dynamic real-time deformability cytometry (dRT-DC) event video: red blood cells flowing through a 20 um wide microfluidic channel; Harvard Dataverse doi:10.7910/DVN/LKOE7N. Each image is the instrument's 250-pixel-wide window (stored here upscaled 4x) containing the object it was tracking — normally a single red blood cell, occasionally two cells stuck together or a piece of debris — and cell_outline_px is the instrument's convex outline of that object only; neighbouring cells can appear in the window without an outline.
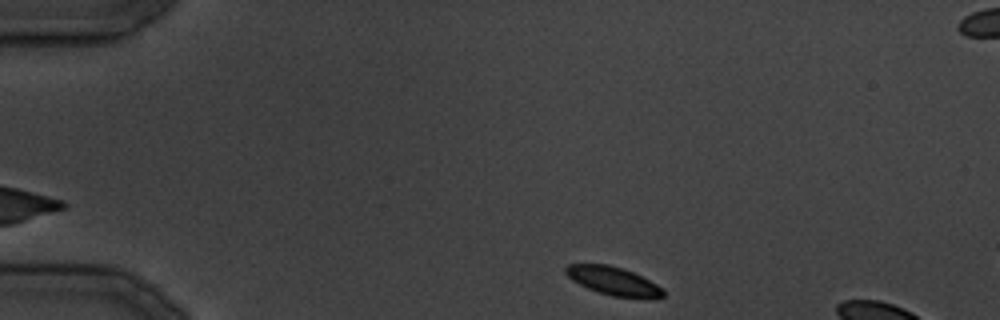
{"species": "common noctule bat (a hibernating species)", "species_latin": "Nyctalus noctula", "temperature_condition": "cold", "stored_images_in_passage": 5, "camera_frame_rate_fps": 3000, "um_per_image_px": 0.085, "animal": {"sex": "male", "body_mass_g": 19.5, "forearm_length_mm": 54.6}, "frame": {"image": 1, "passage_image": 1, "time_ms": 0.0, "image_size_px": [1000, 320], "cell_outline_px": [[664, 296], [656, 300], [612, 296], [588, 288], [572, 280], [564, 272], [564, 268], [568, 264], [608, 264], [632, 272], [664, 288]], "centroid_in_image_um": [52.18, 23.91], "position_along_channel_um": 32.8, "area_um2": 16.18}}